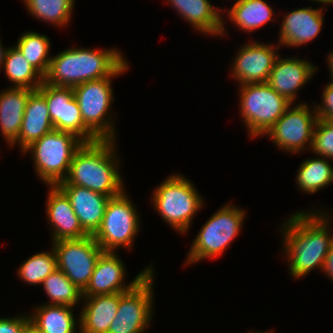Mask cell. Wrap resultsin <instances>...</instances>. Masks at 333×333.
Returning <instances> with one entry per match:
<instances>
[{
	"label": "cell",
	"mask_w": 333,
	"mask_h": 333,
	"mask_svg": "<svg viewBox=\"0 0 333 333\" xmlns=\"http://www.w3.org/2000/svg\"><path fill=\"white\" fill-rule=\"evenodd\" d=\"M319 211L294 213L280 228L283 233L284 255L287 256L293 278H303L313 269H323L333 232L328 230L331 215L326 211Z\"/></svg>",
	"instance_id": "cell-1"
},
{
	"label": "cell",
	"mask_w": 333,
	"mask_h": 333,
	"mask_svg": "<svg viewBox=\"0 0 333 333\" xmlns=\"http://www.w3.org/2000/svg\"><path fill=\"white\" fill-rule=\"evenodd\" d=\"M128 61L116 48H68L50 60L46 84L74 88L82 83L109 76H120L128 71Z\"/></svg>",
	"instance_id": "cell-2"
},
{
	"label": "cell",
	"mask_w": 333,
	"mask_h": 333,
	"mask_svg": "<svg viewBox=\"0 0 333 333\" xmlns=\"http://www.w3.org/2000/svg\"><path fill=\"white\" fill-rule=\"evenodd\" d=\"M115 140L84 142L76 151L64 181L88 188L108 197L120 195L125 188L118 169Z\"/></svg>",
	"instance_id": "cell-3"
},
{
	"label": "cell",
	"mask_w": 333,
	"mask_h": 333,
	"mask_svg": "<svg viewBox=\"0 0 333 333\" xmlns=\"http://www.w3.org/2000/svg\"><path fill=\"white\" fill-rule=\"evenodd\" d=\"M194 186L182 174H173L157 185L151 197L155 210L182 235L188 231L194 216L204 204Z\"/></svg>",
	"instance_id": "cell-4"
},
{
	"label": "cell",
	"mask_w": 333,
	"mask_h": 333,
	"mask_svg": "<svg viewBox=\"0 0 333 333\" xmlns=\"http://www.w3.org/2000/svg\"><path fill=\"white\" fill-rule=\"evenodd\" d=\"M84 143L71 132L53 130L33 142L23 154L32 153L35 173L47 186L66 178L76 151Z\"/></svg>",
	"instance_id": "cell-5"
},
{
	"label": "cell",
	"mask_w": 333,
	"mask_h": 333,
	"mask_svg": "<svg viewBox=\"0 0 333 333\" xmlns=\"http://www.w3.org/2000/svg\"><path fill=\"white\" fill-rule=\"evenodd\" d=\"M246 212L226 204L217 210L201 227L188 250L185 264L217 258L224 253L239 234Z\"/></svg>",
	"instance_id": "cell-6"
},
{
	"label": "cell",
	"mask_w": 333,
	"mask_h": 333,
	"mask_svg": "<svg viewBox=\"0 0 333 333\" xmlns=\"http://www.w3.org/2000/svg\"><path fill=\"white\" fill-rule=\"evenodd\" d=\"M240 116L250 137L265 134L293 104L267 82L239 85Z\"/></svg>",
	"instance_id": "cell-7"
},
{
	"label": "cell",
	"mask_w": 333,
	"mask_h": 333,
	"mask_svg": "<svg viewBox=\"0 0 333 333\" xmlns=\"http://www.w3.org/2000/svg\"><path fill=\"white\" fill-rule=\"evenodd\" d=\"M114 77L119 76L88 81L72 88L85 126L99 140H116L114 118L111 120L109 115L115 99L111 86Z\"/></svg>",
	"instance_id": "cell-8"
},
{
	"label": "cell",
	"mask_w": 333,
	"mask_h": 333,
	"mask_svg": "<svg viewBox=\"0 0 333 333\" xmlns=\"http://www.w3.org/2000/svg\"><path fill=\"white\" fill-rule=\"evenodd\" d=\"M125 191L109 199L100 228L93 235L103 251L117 252L119 247L131 250L139 233L140 214Z\"/></svg>",
	"instance_id": "cell-9"
},
{
	"label": "cell",
	"mask_w": 333,
	"mask_h": 333,
	"mask_svg": "<svg viewBox=\"0 0 333 333\" xmlns=\"http://www.w3.org/2000/svg\"><path fill=\"white\" fill-rule=\"evenodd\" d=\"M154 271H149L131 290L120 293L118 311L108 333H144L154 311Z\"/></svg>",
	"instance_id": "cell-10"
},
{
	"label": "cell",
	"mask_w": 333,
	"mask_h": 333,
	"mask_svg": "<svg viewBox=\"0 0 333 333\" xmlns=\"http://www.w3.org/2000/svg\"><path fill=\"white\" fill-rule=\"evenodd\" d=\"M308 106L305 102L294 105V108L290 106L265 134L278 149L293 154L303 152L307 146L311 150L318 116L315 107L312 110Z\"/></svg>",
	"instance_id": "cell-11"
},
{
	"label": "cell",
	"mask_w": 333,
	"mask_h": 333,
	"mask_svg": "<svg viewBox=\"0 0 333 333\" xmlns=\"http://www.w3.org/2000/svg\"><path fill=\"white\" fill-rule=\"evenodd\" d=\"M51 246L57 256V269L83 291L103 252L101 247L91 235L81 239L54 241Z\"/></svg>",
	"instance_id": "cell-12"
},
{
	"label": "cell",
	"mask_w": 333,
	"mask_h": 333,
	"mask_svg": "<svg viewBox=\"0 0 333 333\" xmlns=\"http://www.w3.org/2000/svg\"><path fill=\"white\" fill-rule=\"evenodd\" d=\"M37 90L45 97L54 130L71 132L84 142L99 140L85 126L71 87L49 85L43 81Z\"/></svg>",
	"instance_id": "cell-13"
},
{
	"label": "cell",
	"mask_w": 333,
	"mask_h": 333,
	"mask_svg": "<svg viewBox=\"0 0 333 333\" xmlns=\"http://www.w3.org/2000/svg\"><path fill=\"white\" fill-rule=\"evenodd\" d=\"M278 45V46H277ZM279 44L276 46L254 42L243 45L233 58L230 73L238 85L268 82L270 72L279 57Z\"/></svg>",
	"instance_id": "cell-14"
},
{
	"label": "cell",
	"mask_w": 333,
	"mask_h": 333,
	"mask_svg": "<svg viewBox=\"0 0 333 333\" xmlns=\"http://www.w3.org/2000/svg\"><path fill=\"white\" fill-rule=\"evenodd\" d=\"M125 269L123 261L116 252L103 251L96 262L88 285L82 291L83 297L127 292L149 271H153L152 265H148L133 278L129 285H126L124 282L127 276Z\"/></svg>",
	"instance_id": "cell-15"
},
{
	"label": "cell",
	"mask_w": 333,
	"mask_h": 333,
	"mask_svg": "<svg viewBox=\"0 0 333 333\" xmlns=\"http://www.w3.org/2000/svg\"><path fill=\"white\" fill-rule=\"evenodd\" d=\"M69 199L83 230L93 236L100 228L110 198L88 188L60 182L56 185Z\"/></svg>",
	"instance_id": "cell-16"
},
{
	"label": "cell",
	"mask_w": 333,
	"mask_h": 333,
	"mask_svg": "<svg viewBox=\"0 0 333 333\" xmlns=\"http://www.w3.org/2000/svg\"><path fill=\"white\" fill-rule=\"evenodd\" d=\"M317 71L309 61L299 57L289 56L282 58L280 55L276 59L270 72L268 84L279 95L286 98L292 104L297 97V91L302 88L313 77Z\"/></svg>",
	"instance_id": "cell-17"
},
{
	"label": "cell",
	"mask_w": 333,
	"mask_h": 333,
	"mask_svg": "<svg viewBox=\"0 0 333 333\" xmlns=\"http://www.w3.org/2000/svg\"><path fill=\"white\" fill-rule=\"evenodd\" d=\"M323 7L298 8L287 13L280 25L278 44L298 47L310 42L318 36L323 25Z\"/></svg>",
	"instance_id": "cell-18"
},
{
	"label": "cell",
	"mask_w": 333,
	"mask_h": 333,
	"mask_svg": "<svg viewBox=\"0 0 333 333\" xmlns=\"http://www.w3.org/2000/svg\"><path fill=\"white\" fill-rule=\"evenodd\" d=\"M46 200L45 210L52 228L51 242L89 236L80 225L69 199L57 186H49Z\"/></svg>",
	"instance_id": "cell-19"
},
{
	"label": "cell",
	"mask_w": 333,
	"mask_h": 333,
	"mask_svg": "<svg viewBox=\"0 0 333 333\" xmlns=\"http://www.w3.org/2000/svg\"><path fill=\"white\" fill-rule=\"evenodd\" d=\"M175 8L182 19L184 18L195 31L204 35L224 36L225 22L219 7H213L209 0H167ZM220 9V10H219Z\"/></svg>",
	"instance_id": "cell-20"
},
{
	"label": "cell",
	"mask_w": 333,
	"mask_h": 333,
	"mask_svg": "<svg viewBox=\"0 0 333 333\" xmlns=\"http://www.w3.org/2000/svg\"><path fill=\"white\" fill-rule=\"evenodd\" d=\"M53 130L45 97L34 90L27 100L18 138L9 147L12 148L17 143L23 153L33 142Z\"/></svg>",
	"instance_id": "cell-21"
},
{
	"label": "cell",
	"mask_w": 333,
	"mask_h": 333,
	"mask_svg": "<svg viewBox=\"0 0 333 333\" xmlns=\"http://www.w3.org/2000/svg\"><path fill=\"white\" fill-rule=\"evenodd\" d=\"M83 300L85 307L77 321L78 333H108L118 311L120 293L83 297Z\"/></svg>",
	"instance_id": "cell-22"
},
{
	"label": "cell",
	"mask_w": 333,
	"mask_h": 333,
	"mask_svg": "<svg viewBox=\"0 0 333 333\" xmlns=\"http://www.w3.org/2000/svg\"><path fill=\"white\" fill-rule=\"evenodd\" d=\"M33 91L28 88L9 87L0 93V131L9 146L18 138L25 106Z\"/></svg>",
	"instance_id": "cell-23"
},
{
	"label": "cell",
	"mask_w": 333,
	"mask_h": 333,
	"mask_svg": "<svg viewBox=\"0 0 333 333\" xmlns=\"http://www.w3.org/2000/svg\"><path fill=\"white\" fill-rule=\"evenodd\" d=\"M73 309L64 305H38L28 314L29 321L43 333H76L78 319H75Z\"/></svg>",
	"instance_id": "cell-24"
},
{
	"label": "cell",
	"mask_w": 333,
	"mask_h": 333,
	"mask_svg": "<svg viewBox=\"0 0 333 333\" xmlns=\"http://www.w3.org/2000/svg\"><path fill=\"white\" fill-rule=\"evenodd\" d=\"M274 10L266 0H240L227 10L229 21L239 30L249 32L261 29L266 23L273 21Z\"/></svg>",
	"instance_id": "cell-25"
},
{
	"label": "cell",
	"mask_w": 333,
	"mask_h": 333,
	"mask_svg": "<svg viewBox=\"0 0 333 333\" xmlns=\"http://www.w3.org/2000/svg\"><path fill=\"white\" fill-rule=\"evenodd\" d=\"M3 69L15 88L37 90L43 83V76L34 69L16 46L7 49Z\"/></svg>",
	"instance_id": "cell-26"
},
{
	"label": "cell",
	"mask_w": 333,
	"mask_h": 333,
	"mask_svg": "<svg viewBox=\"0 0 333 333\" xmlns=\"http://www.w3.org/2000/svg\"><path fill=\"white\" fill-rule=\"evenodd\" d=\"M297 172L296 184L304 193L313 194L333 184V167L327 158H308L300 164Z\"/></svg>",
	"instance_id": "cell-27"
},
{
	"label": "cell",
	"mask_w": 333,
	"mask_h": 333,
	"mask_svg": "<svg viewBox=\"0 0 333 333\" xmlns=\"http://www.w3.org/2000/svg\"><path fill=\"white\" fill-rule=\"evenodd\" d=\"M50 44V38L47 35L27 31L22 33L15 46L21 51L27 62L44 77L52 58L49 54Z\"/></svg>",
	"instance_id": "cell-28"
},
{
	"label": "cell",
	"mask_w": 333,
	"mask_h": 333,
	"mask_svg": "<svg viewBox=\"0 0 333 333\" xmlns=\"http://www.w3.org/2000/svg\"><path fill=\"white\" fill-rule=\"evenodd\" d=\"M30 15L62 28L71 20L74 0H23Z\"/></svg>",
	"instance_id": "cell-29"
},
{
	"label": "cell",
	"mask_w": 333,
	"mask_h": 333,
	"mask_svg": "<svg viewBox=\"0 0 333 333\" xmlns=\"http://www.w3.org/2000/svg\"><path fill=\"white\" fill-rule=\"evenodd\" d=\"M50 301L44 304L77 306L83 298L82 291L59 269H56L41 284Z\"/></svg>",
	"instance_id": "cell-30"
},
{
	"label": "cell",
	"mask_w": 333,
	"mask_h": 333,
	"mask_svg": "<svg viewBox=\"0 0 333 333\" xmlns=\"http://www.w3.org/2000/svg\"><path fill=\"white\" fill-rule=\"evenodd\" d=\"M57 269V256L55 250L36 253L28 257L19 266L18 277L30 285H40L51 273Z\"/></svg>",
	"instance_id": "cell-31"
},
{
	"label": "cell",
	"mask_w": 333,
	"mask_h": 333,
	"mask_svg": "<svg viewBox=\"0 0 333 333\" xmlns=\"http://www.w3.org/2000/svg\"><path fill=\"white\" fill-rule=\"evenodd\" d=\"M312 152L333 161V125L326 119L318 118L313 134Z\"/></svg>",
	"instance_id": "cell-32"
},
{
	"label": "cell",
	"mask_w": 333,
	"mask_h": 333,
	"mask_svg": "<svg viewBox=\"0 0 333 333\" xmlns=\"http://www.w3.org/2000/svg\"><path fill=\"white\" fill-rule=\"evenodd\" d=\"M327 84L322 93V103L314 105L318 118L326 120L333 114V79L330 78Z\"/></svg>",
	"instance_id": "cell-33"
},
{
	"label": "cell",
	"mask_w": 333,
	"mask_h": 333,
	"mask_svg": "<svg viewBox=\"0 0 333 333\" xmlns=\"http://www.w3.org/2000/svg\"><path fill=\"white\" fill-rule=\"evenodd\" d=\"M28 315H18L17 317H1L0 333H23L26 325L29 323Z\"/></svg>",
	"instance_id": "cell-34"
},
{
	"label": "cell",
	"mask_w": 333,
	"mask_h": 333,
	"mask_svg": "<svg viewBox=\"0 0 333 333\" xmlns=\"http://www.w3.org/2000/svg\"><path fill=\"white\" fill-rule=\"evenodd\" d=\"M322 271L333 281V259H325Z\"/></svg>",
	"instance_id": "cell-35"
},
{
	"label": "cell",
	"mask_w": 333,
	"mask_h": 333,
	"mask_svg": "<svg viewBox=\"0 0 333 333\" xmlns=\"http://www.w3.org/2000/svg\"><path fill=\"white\" fill-rule=\"evenodd\" d=\"M327 61L328 62V69L330 70V78L333 79V50L329 53V55L327 56Z\"/></svg>",
	"instance_id": "cell-36"
},
{
	"label": "cell",
	"mask_w": 333,
	"mask_h": 333,
	"mask_svg": "<svg viewBox=\"0 0 333 333\" xmlns=\"http://www.w3.org/2000/svg\"><path fill=\"white\" fill-rule=\"evenodd\" d=\"M23 333H43L39 329H37L34 325L30 322L26 325Z\"/></svg>",
	"instance_id": "cell-37"
},
{
	"label": "cell",
	"mask_w": 333,
	"mask_h": 333,
	"mask_svg": "<svg viewBox=\"0 0 333 333\" xmlns=\"http://www.w3.org/2000/svg\"><path fill=\"white\" fill-rule=\"evenodd\" d=\"M8 48H3L2 41L0 39V68L4 65V57Z\"/></svg>",
	"instance_id": "cell-38"
},
{
	"label": "cell",
	"mask_w": 333,
	"mask_h": 333,
	"mask_svg": "<svg viewBox=\"0 0 333 333\" xmlns=\"http://www.w3.org/2000/svg\"><path fill=\"white\" fill-rule=\"evenodd\" d=\"M311 1V0H310ZM313 2L315 1V2H318V3H321V5L323 4V5H325L326 6V4L327 5H331V4H333V0H312Z\"/></svg>",
	"instance_id": "cell-39"
},
{
	"label": "cell",
	"mask_w": 333,
	"mask_h": 333,
	"mask_svg": "<svg viewBox=\"0 0 333 333\" xmlns=\"http://www.w3.org/2000/svg\"><path fill=\"white\" fill-rule=\"evenodd\" d=\"M326 259H333V240H332L329 252H328V254L326 256Z\"/></svg>",
	"instance_id": "cell-40"
},
{
	"label": "cell",
	"mask_w": 333,
	"mask_h": 333,
	"mask_svg": "<svg viewBox=\"0 0 333 333\" xmlns=\"http://www.w3.org/2000/svg\"><path fill=\"white\" fill-rule=\"evenodd\" d=\"M327 121L333 125V114L327 119Z\"/></svg>",
	"instance_id": "cell-41"
},
{
	"label": "cell",
	"mask_w": 333,
	"mask_h": 333,
	"mask_svg": "<svg viewBox=\"0 0 333 333\" xmlns=\"http://www.w3.org/2000/svg\"><path fill=\"white\" fill-rule=\"evenodd\" d=\"M248 333H263V332H258V331H257V332H254V331H250V332H248ZM264 333H273V331L271 330L270 332L267 331V332H264Z\"/></svg>",
	"instance_id": "cell-42"
}]
</instances>
